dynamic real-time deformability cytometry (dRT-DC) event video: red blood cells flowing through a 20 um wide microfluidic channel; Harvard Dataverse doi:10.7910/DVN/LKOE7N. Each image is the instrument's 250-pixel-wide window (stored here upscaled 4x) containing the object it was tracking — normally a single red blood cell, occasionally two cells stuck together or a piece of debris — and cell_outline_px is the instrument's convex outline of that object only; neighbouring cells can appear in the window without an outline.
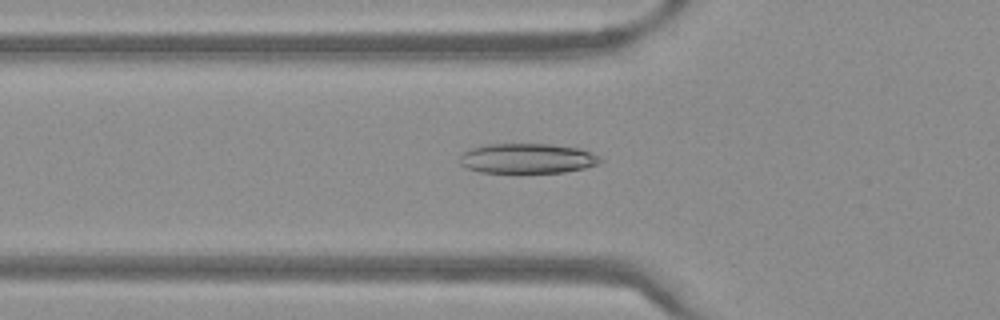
{"species": "Egyptian fruit bat (a non-hibernating species)", "species_latin": "Rousettus aegyptiacus", "temperature_condition": "warm", "stored_images_in_passage": 51, "camera_frame_rate_fps": 3000, "um_per_image_px": 0.085, "frame": {"image": 1, "passage_image": 18, "time_ms": 5.667, "image_size_px": [1000, 320], "cell_outline_px": [[604, 160], [600, 164], [584, 168], [564, 172], [480, 172], [468, 168], [460, 164], [460, 156], [464, 152], [472, 148], [484, 144], [552, 144], [580, 148], [592, 152], [600, 156]], "centroid_in_image_um": [44.88, 13.46], "position_along_channel_um": 80.9, "area_um2": 24.62}}
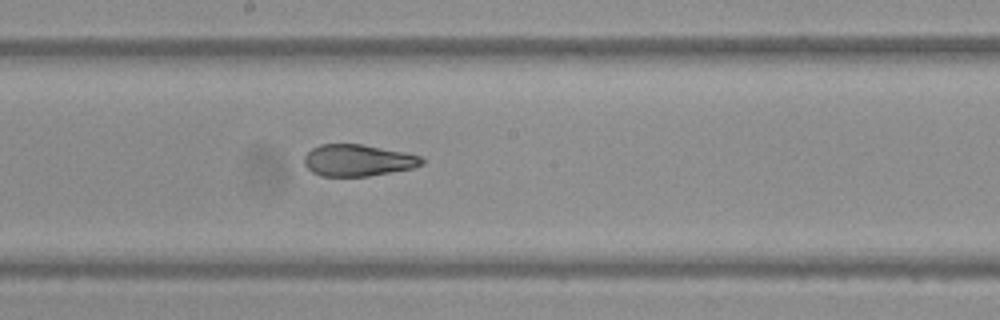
{"frame": {"image": 2, "passage_image": 28, "time_ms": 9.0, "image_size_px": [1000, 320], "cell_outline_px": [[428, 160], [424, 164], [416, 168], [368, 176], [320, 176], [312, 172], [304, 164], [304, 156], [312, 148], [320, 144], [360, 144], [408, 152], [420, 156]], "centroid_in_image_um": [30.49, 13.63], "position_along_channel_um": 217.7, "area_um2": 22.08}}
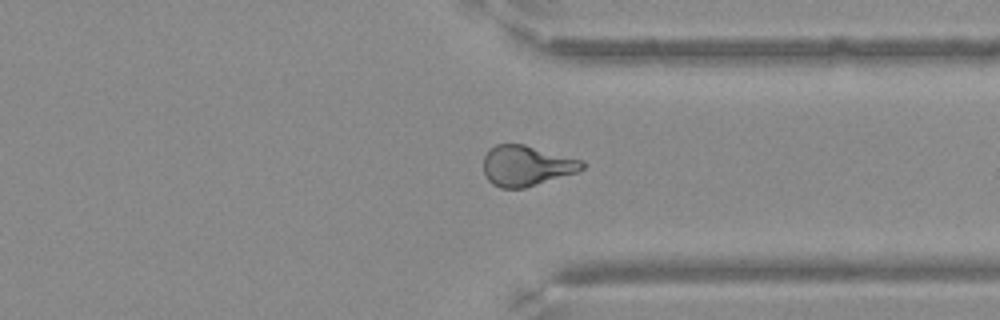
{"frame": {"image": 3, "passage_image": 39, "time_ms": 12.667, "image_size_px": [1000, 320], "cell_outline_px": [[588, 164], [584, 168], [576, 172], [524, 188], [500, 188], [492, 184], [488, 180], [484, 172], [484, 156], [488, 148], [496, 144], [524, 144], [584, 160]], "centroid_in_image_um": [44.75, 14.07], "position_along_channel_um": 366.6, "area_um2": 23.41}}